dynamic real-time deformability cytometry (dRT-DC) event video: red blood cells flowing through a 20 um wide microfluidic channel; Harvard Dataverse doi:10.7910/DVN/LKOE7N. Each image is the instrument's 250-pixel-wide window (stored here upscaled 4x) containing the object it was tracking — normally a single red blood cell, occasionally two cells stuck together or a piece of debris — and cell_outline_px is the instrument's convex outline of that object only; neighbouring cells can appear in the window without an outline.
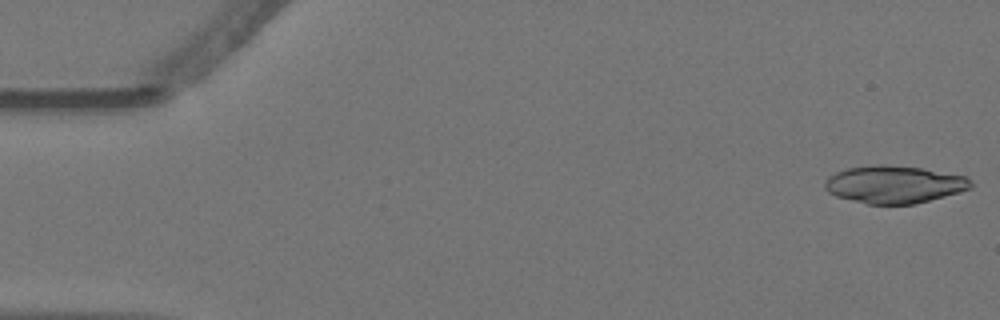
{"species": "Egyptian fruit bat (a non-hibernating species)", "species_latin": "Rousettus aegyptiacus", "temperature_condition": "warm", "stored_images_in_passage": 55, "camera_frame_rate_fps": 3000, "um_per_image_px": 0.085, "animal": {"sex": "female"}, "frame": {"image": 1, "passage_image": 1, "time_ms": 0.0, "image_size_px": [1000, 320], "cell_outline_px": [[972, 188], [944, 196], [912, 204], [868, 204], [836, 196], [828, 192], [824, 188], [824, 180], [828, 176], [836, 172], [848, 168], [872, 164], [888, 164], [920, 168], [968, 176], [972, 180]], "centroid_in_image_um": [75.99, 15.66], "position_along_channel_um": 9.0, "area_um2": 32.02}}